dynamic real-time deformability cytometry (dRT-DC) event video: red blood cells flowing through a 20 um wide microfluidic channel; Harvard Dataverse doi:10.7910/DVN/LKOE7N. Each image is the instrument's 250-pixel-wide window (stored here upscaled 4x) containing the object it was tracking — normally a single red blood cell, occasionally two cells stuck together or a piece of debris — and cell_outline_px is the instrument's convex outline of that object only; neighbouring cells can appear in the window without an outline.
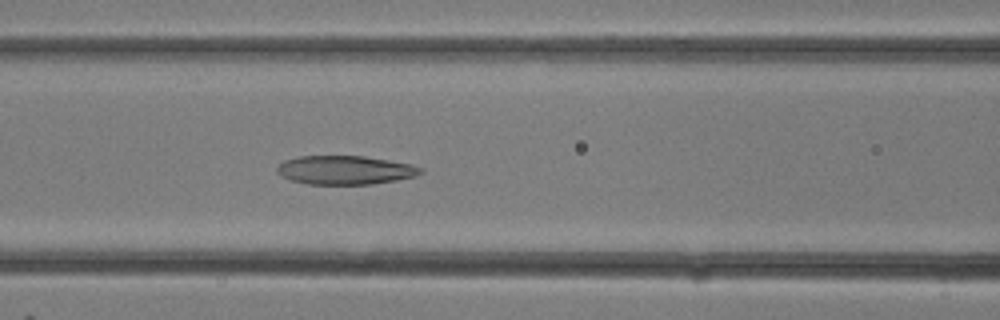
{"species": "common noctule bat (a hibernating species)", "species_latin": "Nyctalus noctula", "temperature_condition": "room temperature", "stored_images_in_passage": 12, "camera_frame_rate_fps": 3000, "um_per_image_px": 0.085, "animal": {"sex": "female"}, "frame": {"image": 1, "passage_image": 12, "time_ms": 3.667, "image_size_px": [1000, 320], "cell_outline_px": [[424, 172], [416, 176], [396, 180], [372, 184], [308, 184], [292, 180], [280, 176], [276, 172], [276, 168], [284, 160], [300, 156], [364, 156], [412, 164], [424, 168]], "centroid_in_image_um": [29.35, 14.45], "position_along_channel_um": 137.2, "area_um2": 24.16}}